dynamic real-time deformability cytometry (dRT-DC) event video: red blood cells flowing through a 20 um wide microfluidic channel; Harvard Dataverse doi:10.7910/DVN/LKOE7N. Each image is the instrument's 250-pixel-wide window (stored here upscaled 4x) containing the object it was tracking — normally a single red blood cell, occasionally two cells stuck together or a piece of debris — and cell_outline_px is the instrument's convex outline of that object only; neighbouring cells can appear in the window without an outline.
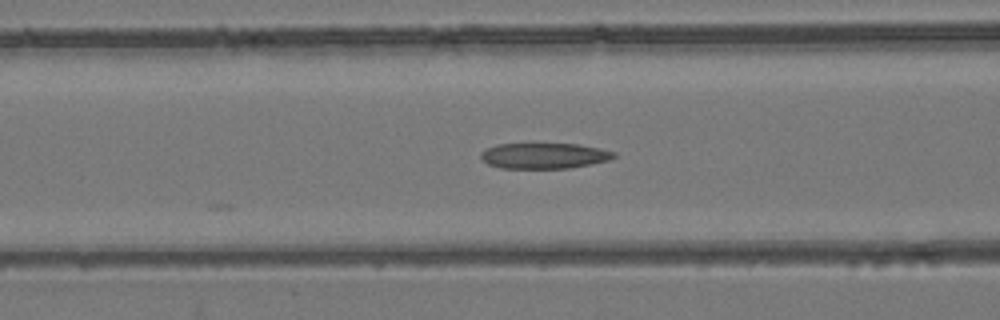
{"species": "common noctule bat (a hibernating species)", "species_latin": "Nyctalus noctula", "temperature_condition": "room temperature", "stored_images_in_passage": 28, "camera_frame_rate_fps": 3000, "um_per_image_px": 0.085, "animal": {"sex": "female", "body_mass_g": 24.6, "forearm_length_mm": 56.2}, "frame": {"image": 1, "passage_image": 6, "time_ms": 1.667, "image_size_px": [1000, 320], "cell_outline_px": [[616, 156], [608, 160], [568, 168], [500, 168], [488, 164], [480, 156], [480, 152], [484, 148], [496, 144], [532, 140], [580, 144], [600, 148], [616, 152]], "centroid_in_image_um": [46.18, 13.16], "position_along_channel_um": 120.4, "area_um2": 21.1}}
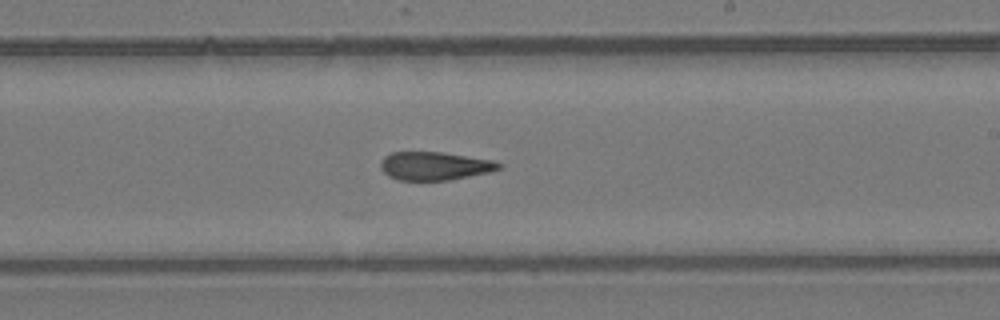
{"frame": {"image": 2, "passage_image": 16, "time_ms": 5.0, "image_size_px": [1000, 320], "cell_outline_px": [[504, 164], [500, 168], [488, 172], [448, 180], [396, 180], [388, 176], [380, 168], [380, 160], [384, 156], [392, 152], [440, 152], [496, 160]], "centroid_in_image_um": [36.93, 14.1], "position_along_channel_um": 252.1, "area_um2": 19.59}}
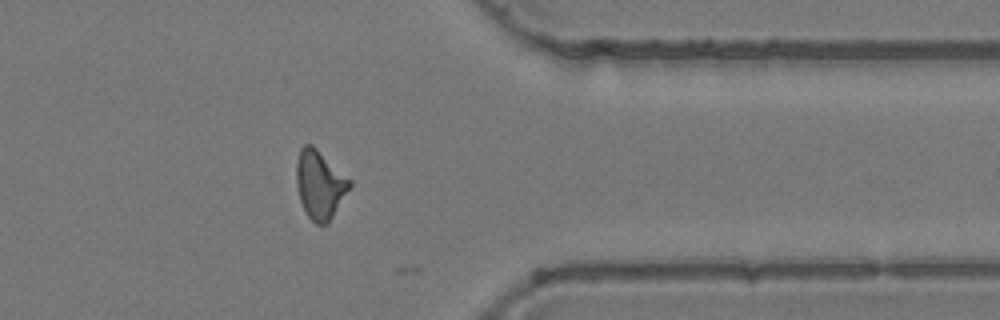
{"frame": {"image": 3, "passage_image": 27, "time_ms": 8.667, "image_size_px": [1000, 320], "cell_outline_px": [[352, 184], [328, 224], [316, 224], [308, 216], [300, 200], [296, 184], [296, 164], [300, 148], [304, 144], [312, 144], [352, 180]], "centroid_in_image_um": [27.18, 15.67], "position_along_channel_um": 384.2, "area_um2": 21.21}}